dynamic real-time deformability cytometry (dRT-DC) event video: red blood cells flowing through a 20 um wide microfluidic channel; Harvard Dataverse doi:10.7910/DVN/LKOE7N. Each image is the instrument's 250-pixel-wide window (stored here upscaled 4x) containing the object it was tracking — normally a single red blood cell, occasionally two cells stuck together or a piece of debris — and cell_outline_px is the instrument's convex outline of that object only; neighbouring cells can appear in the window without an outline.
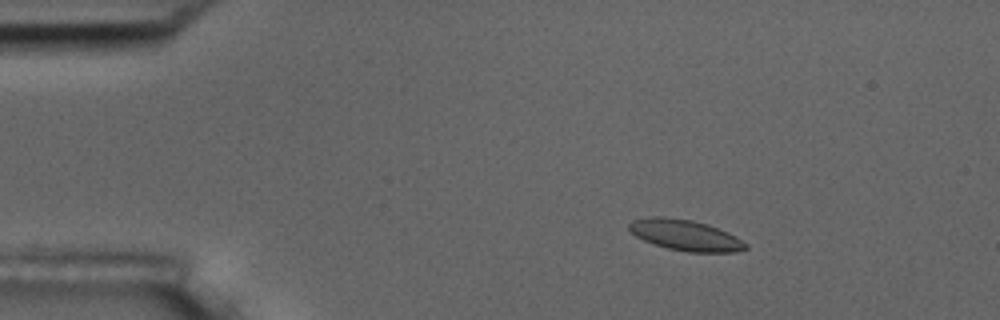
{"species": "common noctule bat (a hibernating species)", "species_latin": "Nyctalus noctula", "temperature_condition": "room temperature", "stored_images_in_passage": 4, "camera_frame_rate_fps": 3000, "um_per_image_px": 0.085, "animal": {"sex": "male", "body_mass_g": 17.5, "forearm_length_mm": 52.3}, "frame": {"image": 1, "passage_image": 3, "time_ms": 2.333, "image_size_px": [1000, 320], "cell_outline_px": [[748, 248], [736, 252], [688, 252], [668, 248], [644, 240], [636, 236], [628, 228], [628, 224], [632, 220], [648, 216], [660, 216], [692, 220], [708, 224], [728, 232], [736, 236], [748, 244]], "centroid_in_image_um": [58.27, 19.98], "position_along_channel_um": 26.7, "area_um2": 20.98}}